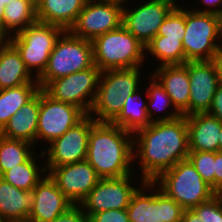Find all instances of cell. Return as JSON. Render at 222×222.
<instances>
[{"mask_svg":"<svg viewBox=\"0 0 222 222\" xmlns=\"http://www.w3.org/2000/svg\"><path fill=\"white\" fill-rule=\"evenodd\" d=\"M34 204L33 190L18 189L0 177V221L28 222Z\"/></svg>","mask_w":222,"mask_h":222,"instance_id":"21","label":"cell"},{"mask_svg":"<svg viewBox=\"0 0 222 222\" xmlns=\"http://www.w3.org/2000/svg\"><path fill=\"white\" fill-rule=\"evenodd\" d=\"M181 222H205L192 209H184Z\"/></svg>","mask_w":222,"mask_h":222,"instance_id":"40","label":"cell"},{"mask_svg":"<svg viewBox=\"0 0 222 222\" xmlns=\"http://www.w3.org/2000/svg\"><path fill=\"white\" fill-rule=\"evenodd\" d=\"M188 159L202 179L214 190L215 152L190 151Z\"/></svg>","mask_w":222,"mask_h":222,"instance_id":"33","label":"cell"},{"mask_svg":"<svg viewBox=\"0 0 222 222\" xmlns=\"http://www.w3.org/2000/svg\"><path fill=\"white\" fill-rule=\"evenodd\" d=\"M147 79L149 80L147 82L149 83V86H146V88H148L144 91L145 96L148 98L147 114L150 119V123L171 121L182 116V114L174 107L172 99L166 93L164 87L160 84V82L150 73ZM157 112L160 114L158 115ZM161 113L164 114H162L161 116ZM154 115L156 117H154Z\"/></svg>","mask_w":222,"mask_h":222,"instance_id":"25","label":"cell"},{"mask_svg":"<svg viewBox=\"0 0 222 222\" xmlns=\"http://www.w3.org/2000/svg\"><path fill=\"white\" fill-rule=\"evenodd\" d=\"M37 21L36 8L25 0H13L4 8L2 34L11 37Z\"/></svg>","mask_w":222,"mask_h":222,"instance_id":"29","label":"cell"},{"mask_svg":"<svg viewBox=\"0 0 222 222\" xmlns=\"http://www.w3.org/2000/svg\"><path fill=\"white\" fill-rule=\"evenodd\" d=\"M126 210L130 222H181L184 212L181 205L151 181L140 182Z\"/></svg>","mask_w":222,"mask_h":222,"instance_id":"8","label":"cell"},{"mask_svg":"<svg viewBox=\"0 0 222 222\" xmlns=\"http://www.w3.org/2000/svg\"><path fill=\"white\" fill-rule=\"evenodd\" d=\"M48 174L73 205H79L101 179L87 160L54 167Z\"/></svg>","mask_w":222,"mask_h":222,"instance_id":"16","label":"cell"},{"mask_svg":"<svg viewBox=\"0 0 222 222\" xmlns=\"http://www.w3.org/2000/svg\"><path fill=\"white\" fill-rule=\"evenodd\" d=\"M43 160V153L33 154L25 163L18 164L16 167L5 171L0 177L7 183L24 191L33 190L39 181L46 175L45 164L39 165L40 159Z\"/></svg>","mask_w":222,"mask_h":222,"instance_id":"27","label":"cell"},{"mask_svg":"<svg viewBox=\"0 0 222 222\" xmlns=\"http://www.w3.org/2000/svg\"><path fill=\"white\" fill-rule=\"evenodd\" d=\"M93 62L101 70L145 66V45L123 25L92 41Z\"/></svg>","mask_w":222,"mask_h":222,"instance_id":"4","label":"cell"},{"mask_svg":"<svg viewBox=\"0 0 222 222\" xmlns=\"http://www.w3.org/2000/svg\"><path fill=\"white\" fill-rule=\"evenodd\" d=\"M185 64L190 78L189 115L208 112L220 85L216 61H188Z\"/></svg>","mask_w":222,"mask_h":222,"instance_id":"17","label":"cell"},{"mask_svg":"<svg viewBox=\"0 0 222 222\" xmlns=\"http://www.w3.org/2000/svg\"><path fill=\"white\" fill-rule=\"evenodd\" d=\"M90 222H130L127 210H105L95 214L90 217Z\"/></svg>","mask_w":222,"mask_h":222,"instance_id":"35","label":"cell"},{"mask_svg":"<svg viewBox=\"0 0 222 222\" xmlns=\"http://www.w3.org/2000/svg\"><path fill=\"white\" fill-rule=\"evenodd\" d=\"M13 0H0V7H5L7 3H10Z\"/></svg>","mask_w":222,"mask_h":222,"instance_id":"48","label":"cell"},{"mask_svg":"<svg viewBox=\"0 0 222 222\" xmlns=\"http://www.w3.org/2000/svg\"><path fill=\"white\" fill-rule=\"evenodd\" d=\"M10 42V37L0 33V54L4 47Z\"/></svg>","mask_w":222,"mask_h":222,"instance_id":"42","label":"cell"},{"mask_svg":"<svg viewBox=\"0 0 222 222\" xmlns=\"http://www.w3.org/2000/svg\"><path fill=\"white\" fill-rule=\"evenodd\" d=\"M164 87L174 107L184 116L189 115L190 78L188 66L163 65L151 73Z\"/></svg>","mask_w":222,"mask_h":222,"instance_id":"19","label":"cell"},{"mask_svg":"<svg viewBox=\"0 0 222 222\" xmlns=\"http://www.w3.org/2000/svg\"><path fill=\"white\" fill-rule=\"evenodd\" d=\"M101 70L92 67L50 81L43 90L57 101L68 103L89 114L96 98Z\"/></svg>","mask_w":222,"mask_h":222,"instance_id":"10","label":"cell"},{"mask_svg":"<svg viewBox=\"0 0 222 222\" xmlns=\"http://www.w3.org/2000/svg\"><path fill=\"white\" fill-rule=\"evenodd\" d=\"M192 210L205 222H222V194H216Z\"/></svg>","mask_w":222,"mask_h":222,"instance_id":"34","label":"cell"},{"mask_svg":"<svg viewBox=\"0 0 222 222\" xmlns=\"http://www.w3.org/2000/svg\"><path fill=\"white\" fill-rule=\"evenodd\" d=\"M218 151L222 152V126L220 131V137H219V148Z\"/></svg>","mask_w":222,"mask_h":222,"instance_id":"47","label":"cell"},{"mask_svg":"<svg viewBox=\"0 0 222 222\" xmlns=\"http://www.w3.org/2000/svg\"><path fill=\"white\" fill-rule=\"evenodd\" d=\"M186 116L150 123L133 134V162L141 166V181H155L179 161L188 159Z\"/></svg>","mask_w":222,"mask_h":222,"instance_id":"1","label":"cell"},{"mask_svg":"<svg viewBox=\"0 0 222 222\" xmlns=\"http://www.w3.org/2000/svg\"><path fill=\"white\" fill-rule=\"evenodd\" d=\"M178 0H145L138 6L123 5L122 25L143 45L157 36L166 16L178 4ZM143 2V3H142ZM127 5V7H125ZM129 5V6H128Z\"/></svg>","mask_w":222,"mask_h":222,"instance_id":"12","label":"cell"},{"mask_svg":"<svg viewBox=\"0 0 222 222\" xmlns=\"http://www.w3.org/2000/svg\"><path fill=\"white\" fill-rule=\"evenodd\" d=\"M25 1L29 2L35 8H37L39 6V4L41 3V0H25Z\"/></svg>","mask_w":222,"mask_h":222,"instance_id":"45","label":"cell"},{"mask_svg":"<svg viewBox=\"0 0 222 222\" xmlns=\"http://www.w3.org/2000/svg\"><path fill=\"white\" fill-rule=\"evenodd\" d=\"M142 68L101 71L96 98L89 113L96 122H112L118 116L125 98L140 89L141 81H144Z\"/></svg>","mask_w":222,"mask_h":222,"instance_id":"3","label":"cell"},{"mask_svg":"<svg viewBox=\"0 0 222 222\" xmlns=\"http://www.w3.org/2000/svg\"><path fill=\"white\" fill-rule=\"evenodd\" d=\"M208 113L219 119L222 123V84H220L216 89Z\"/></svg>","mask_w":222,"mask_h":222,"instance_id":"39","label":"cell"},{"mask_svg":"<svg viewBox=\"0 0 222 222\" xmlns=\"http://www.w3.org/2000/svg\"><path fill=\"white\" fill-rule=\"evenodd\" d=\"M189 151L217 152L222 123L208 112L186 116Z\"/></svg>","mask_w":222,"mask_h":222,"instance_id":"20","label":"cell"},{"mask_svg":"<svg viewBox=\"0 0 222 222\" xmlns=\"http://www.w3.org/2000/svg\"><path fill=\"white\" fill-rule=\"evenodd\" d=\"M38 114L39 92L10 118L0 135L9 139L24 140L36 146Z\"/></svg>","mask_w":222,"mask_h":222,"instance_id":"22","label":"cell"},{"mask_svg":"<svg viewBox=\"0 0 222 222\" xmlns=\"http://www.w3.org/2000/svg\"><path fill=\"white\" fill-rule=\"evenodd\" d=\"M64 31L59 26L36 21L10 37V43L18 50L25 67L35 79L46 69L56 41Z\"/></svg>","mask_w":222,"mask_h":222,"instance_id":"7","label":"cell"},{"mask_svg":"<svg viewBox=\"0 0 222 222\" xmlns=\"http://www.w3.org/2000/svg\"><path fill=\"white\" fill-rule=\"evenodd\" d=\"M185 33V7L177 4L166 16L157 35L183 41Z\"/></svg>","mask_w":222,"mask_h":222,"instance_id":"32","label":"cell"},{"mask_svg":"<svg viewBox=\"0 0 222 222\" xmlns=\"http://www.w3.org/2000/svg\"><path fill=\"white\" fill-rule=\"evenodd\" d=\"M199 1L200 5L203 4L202 7H204L205 9L202 8L200 10L201 7L198 8L197 6L196 9L192 7L189 9L199 13H211L216 15L222 14V0H199Z\"/></svg>","mask_w":222,"mask_h":222,"instance_id":"37","label":"cell"},{"mask_svg":"<svg viewBox=\"0 0 222 222\" xmlns=\"http://www.w3.org/2000/svg\"><path fill=\"white\" fill-rule=\"evenodd\" d=\"M95 122L87 114L79 123L52 141L48 148H42L47 173L54 167L86 160L89 133Z\"/></svg>","mask_w":222,"mask_h":222,"instance_id":"13","label":"cell"},{"mask_svg":"<svg viewBox=\"0 0 222 222\" xmlns=\"http://www.w3.org/2000/svg\"><path fill=\"white\" fill-rule=\"evenodd\" d=\"M33 192L35 204L28 222H52L73 206L48 173L39 181Z\"/></svg>","mask_w":222,"mask_h":222,"instance_id":"18","label":"cell"},{"mask_svg":"<svg viewBox=\"0 0 222 222\" xmlns=\"http://www.w3.org/2000/svg\"><path fill=\"white\" fill-rule=\"evenodd\" d=\"M123 4L114 1L87 0L70 32L93 41L122 25Z\"/></svg>","mask_w":222,"mask_h":222,"instance_id":"14","label":"cell"},{"mask_svg":"<svg viewBox=\"0 0 222 222\" xmlns=\"http://www.w3.org/2000/svg\"><path fill=\"white\" fill-rule=\"evenodd\" d=\"M182 45L186 62L215 60L220 48L218 15L185 8Z\"/></svg>","mask_w":222,"mask_h":222,"instance_id":"9","label":"cell"},{"mask_svg":"<svg viewBox=\"0 0 222 222\" xmlns=\"http://www.w3.org/2000/svg\"><path fill=\"white\" fill-rule=\"evenodd\" d=\"M39 84H23L0 90V131L20 108L40 90Z\"/></svg>","mask_w":222,"mask_h":222,"instance_id":"28","label":"cell"},{"mask_svg":"<svg viewBox=\"0 0 222 222\" xmlns=\"http://www.w3.org/2000/svg\"><path fill=\"white\" fill-rule=\"evenodd\" d=\"M214 191L222 194V152H215Z\"/></svg>","mask_w":222,"mask_h":222,"instance_id":"38","label":"cell"},{"mask_svg":"<svg viewBox=\"0 0 222 222\" xmlns=\"http://www.w3.org/2000/svg\"><path fill=\"white\" fill-rule=\"evenodd\" d=\"M87 114L77 106L57 101L39 90V114L36 144H50L79 123Z\"/></svg>","mask_w":222,"mask_h":222,"instance_id":"11","label":"cell"},{"mask_svg":"<svg viewBox=\"0 0 222 222\" xmlns=\"http://www.w3.org/2000/svg\"><path fill=\"white\" fill-rule=\"evenodd\" d=\"M4 8L5 7H0V33L1 34H2V22H3Z\"/></svg>","mask_w":222,"mask_h":222,"instance_id":"44","label":"cell"},{"mask_svg":"<svg viewBox=\"0 0 222 222\" xmlns=\"http://www.w3.org/2000/svg\"><path fill=\"white\" fill-rule=\"evenodd\" d=\"M93 65L92 42L65 30L57 39L47 67L37 82L43 89L52 80L90 68Z\"/></svg>","mask_w":222,"mask_h":222,"instance_id":"6","label":"cell"},{"mask_svg":"<svg viewBox=\"0 0 222 222\" xmlns=\"http://www.w3.org/2000/svg\"><path fill=\"white\" fill-rule=\"evenodd\" d=\"M101 1H114V2H117V3H121V4H127V2L129 3L130 1H133V0H101Z\"/></svg>","mask_w":222,"mask_h":222,"instance_id":"46","label":"cell"},{"mask_svg":"<svg viewBox=\"0 0 222 222\" xmlns=\"http://www.w3.org/2000/svg\"><path fill=\"white\" fill-rule=\"evenodd\" d=\"M86 160L101 179L135 173L133 133L112 122H95L89 133Z\"/></svg>","mask_w":222,"mask_h":222,"instance_id":"2","label":"cell"},{"mask_svg":"<svg viewBox=\"0 0 222 222\" xmlns=\"http://www.w3.org/2000/svg\"><path fill=\"white\" fill-rule=\"evenodd\" d=\"M52 222H90V218L79 205H73Z\"/></svg>","mask_w":222,"mask_h":222,"instance_id":"36","label":"cell"},{"mask_svg":"<svg viewBox=\"0 0 222 222\" xmlns=\"http://www.w3.org/2000/svg\"><path fill=\"white\" fill-rule=\"evenodd\" d=\"M86 2L87 0H41L36 8L37 21L70 30Z\"/></svg>","mask_w":222,"mask_h":222,"instance_id":"23","label":"cell"},{"mask_svg":"<svg viewBox=\"0 0 222 222\" xmlns=\"http://www.w3.org/2000/svg\"><path fill=\"white\" fill-rule=\"evenodd\" d=\"M133 176L134 173L120 178L100 179L79 206L89 217L105 210L127 209L132 194L137 190Z\"/></svg>","mask_w":222,"mask_h":222,"instance_id":"15","label":"cell"},{"mask_svg":"<svg viewBox=\"0 0 222 222\" xmlns=\"http://www.w3.org/2000/svg\"><path fill=\"white\" fill-rule=\"evenodd\" d=\"M38 84L27 70L18 50L9 42L0 54V90Z\"/></svg>","mask_w":222,"mask_h":222,"instance_id":"24","label":"cell"},{"mask_svg":"<svg viewBox=\"0 0 222 222\" xmlns=\"http://www.w3.org/2000/svg\"><path fill=\"white\" fill-rule=\"evenodd\" d=\"M138 89L133 94L128 95L122 106L121 112L112 121L116 126L131 133L137 132L139 129L145 128L150 124V119L147 114V99L143 100L144 95ZM140 92V93H139Z\"/></svg>","mask_w":222,"mask_h":222,"instance_id":"26","label":"cell"},{"mask_svg":"<svg viewBox=\"0 0 222 222\" xmlns=\"http://www.w3.org/2000/svg\"><path fill=\"white\" fill-rule=\"evenodd\" d=\"M215 61L219 70L220 84H222V47L219 48Z\"/></svg>","mask_w":222,"mask_h":222,"instance_id":"41","label":"cell"},{"mask_svg":"<svg viewBox=\"0 0 222 222\" xmlns=\"http://www.w3.org/2000/svg\"><path fill=\"white\" fill-rule=\"evenodd\" d=\"M153 182L184 209H192L217 194L202 179L189 159L179 161Z\"/></svg>","mask_w":222,"mask_h":222,"instance_id":"5","label":"cell"},{"mask_svg":"<svg viewBox=\"0 0 222 222\" xmlns=\"http://www.w3.org/2000/svg\"><path fill=\"white\" fill-rule=\"evenodd\" d=\"M153 56L158 60L157 67L163 65H183L186 63L182 42L178 39L157 35L145 45V59Z\"/></svg>","mask_w":222,"mask_h":222,"instance_id":"30","label":"cell"},{"mask_svg":"<svg viewBox=\"0 0 222 222\" xmlns=\"http://www.w3.org/2000/svg\"><path fill=\"white\" fill-rule=\"evenodd\" d=\"M35 145L24 140L9 139L0 135V176L7 170L25 163L35 154Z\"/></svg>","mask_w":222,"mask_h":222,"instance_id":"31","label":"cell"},{"mask_svg":"<svg viewBox=\"0 0 222 222\" xmlns=\"http://www.w3.org/2000/svg\"><path fill=\"white\" fill-rule=\"evenodd\" d=\"M218 30H219L220 47H222V14L218 15Z\"/></svg>","mask_w":222,"mask_h":222,"instance_id":"43","label":"cell"}]
</instances>
